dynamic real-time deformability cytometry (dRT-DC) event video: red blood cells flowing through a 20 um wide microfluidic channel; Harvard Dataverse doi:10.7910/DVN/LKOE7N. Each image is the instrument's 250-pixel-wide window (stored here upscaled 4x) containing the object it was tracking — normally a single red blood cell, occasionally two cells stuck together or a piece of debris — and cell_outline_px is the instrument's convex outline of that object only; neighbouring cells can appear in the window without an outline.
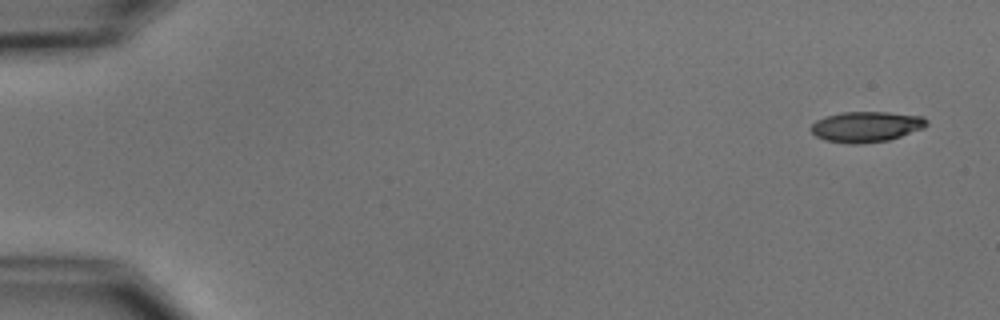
{"species": "common noctule bat (a hibernating species)", "species_latin": "Nyctalus noctula", "temperature_condition": "cold", "stored_images_in_passage": 6, "camera_frame_rate_fps": 3000, "um_per_image_px": 0.085, "animal": {"sex": "male", "body_mass_g": 15.6}, "frame": {"image": 1, "passage_image": 1, "time_ms": 0.0, "image_size_px": [1000, 320], "cell_outline_px": [[928, 124], [924, 128], [888, 140], [856, 144], [852, 144], [824, 140], [816, 136], [812, 132], [812, 124], [816, 120], [824, 116], [844, 112], [888, 112], [924, 116], [928, 120]], "centroid_in_image_um": [73.65, 10.76], "position_along_channel_um": 11.4, "area_um2": 20.58}}
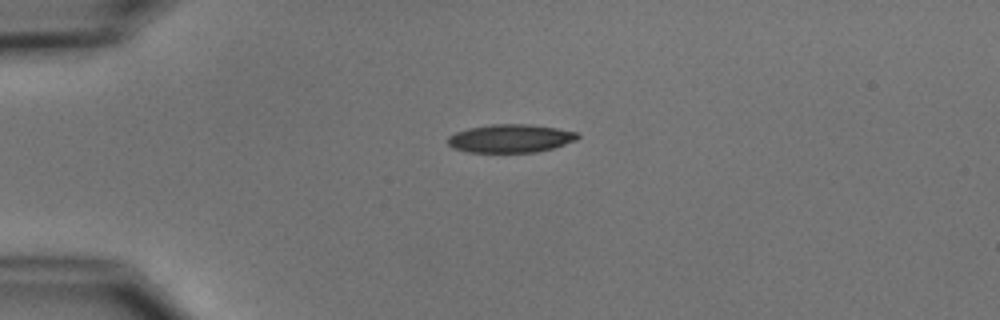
{"frame": {"image": 2, "passage_image": 4, "time_ms": 3.667, "image_size_px": [1000, 320], "cell_outline_px": [[580, 136], [576, 140], [552, 148], [536, 152], [468, 152], [452, 148], [448, 144], [448, 136], [456, 132], [468, 128], [492, 124], [528, 124], [556, 128], [576, 132]], "centroid_in_image_um": [43.36, 11.76], "position_along_channel_um": 41.6, "area_um2": 21.27}}